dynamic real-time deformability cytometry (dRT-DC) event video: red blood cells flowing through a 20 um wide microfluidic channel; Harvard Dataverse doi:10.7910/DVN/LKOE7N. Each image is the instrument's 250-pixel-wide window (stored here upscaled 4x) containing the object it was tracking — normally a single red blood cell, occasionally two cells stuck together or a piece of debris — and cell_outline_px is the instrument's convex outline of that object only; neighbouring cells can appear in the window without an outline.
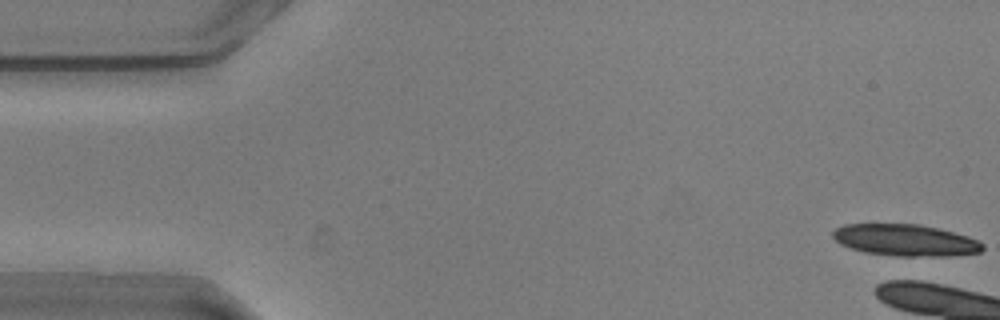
{"species": "common noctule bat (a hibernating species)", "species_latin": "Nyctalus noctula", "temperature_condition": "warm", "stored_images_in_passage": 3, "camera_frame_rate_fps": 3000, "um_per_image_px": 0.085, "animal": {"sex": "male", "body_mass_g": 20.5, "forearm_length_mm": 52.5}, "frame": {"image": 1, "passage_image": 1, "time_ms": 0.0, "image_size_px": [1000, 320], "cell_outline_px": [[984, 248], [980, 252], [952, 256], [900, 256], [864, 252], [840, 244], [832, 236], [832, 232], [836, 228], [844, 224], [920, 224], [940, 228], [968, 236], [984, 244]], "centroid_in_image_um": [76.98, 20.41], "position_along_channel_um": 8.0, "area_um2": 27.69}}